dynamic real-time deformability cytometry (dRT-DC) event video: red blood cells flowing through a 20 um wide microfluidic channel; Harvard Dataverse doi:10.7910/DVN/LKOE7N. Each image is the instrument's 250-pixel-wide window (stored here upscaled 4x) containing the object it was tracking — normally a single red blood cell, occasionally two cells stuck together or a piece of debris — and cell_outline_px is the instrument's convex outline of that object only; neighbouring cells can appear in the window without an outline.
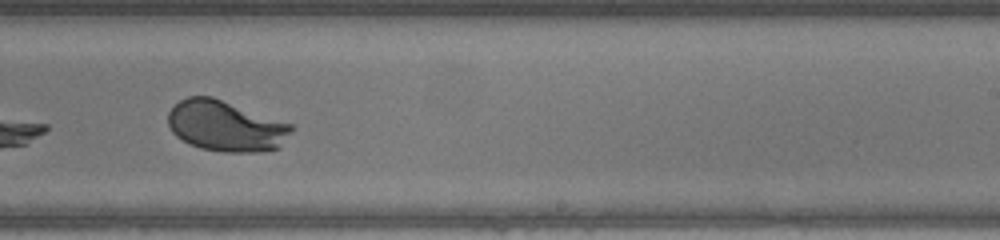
{"species": "human", "species_latin": "Homo sapiens", "temperature_condition": "warm", "stored_images_in_passage": 19, "camera_frame_rate_fps": 3000, "um_per_image_px": 0.085, "donor": {"sex": "male"}, "frame": {"image": 1, "passage_image": 16, "time_ms": 5.0, "image_size_px": [1000, 240], "cell_outline_px": [[292, 132], [280, 148], [264, 152], [224, 152], [200, 148], [188, 144], [176, 136], [172, 132], [168, 124], [168, 112], [180, 100], [188, 96], [212, 96], [292, 124]], "centroid_in_image_um": [19.2, 10.72], "position_along_channel_um": 269.8, "area_um2": 36.7}}